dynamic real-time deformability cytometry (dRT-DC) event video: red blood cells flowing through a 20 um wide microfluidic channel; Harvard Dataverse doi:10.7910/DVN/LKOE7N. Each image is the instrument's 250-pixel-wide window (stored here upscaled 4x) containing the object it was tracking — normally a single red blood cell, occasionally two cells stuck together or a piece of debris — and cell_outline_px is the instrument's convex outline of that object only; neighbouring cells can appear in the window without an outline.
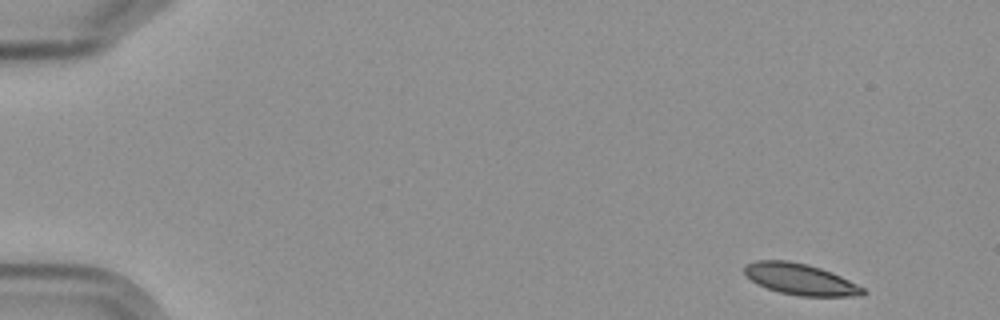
{"species": "Egyptian fruit bat (a non-hibernating species)", "species_latin": "Rousettus aegyptiacus", "temperature_condition": "cold", "stored_images_in_passage": 4, "camera_frame_rate_fps": 3000, "um_per_image_px": 0.085, "frame": {"image": 1, "passage_image": 1, "time_ms": 0.0, "image_size_px": [1000, 320], "cell_outline_px": [[868, 292], [860, 296], [800, 296], [780, 292], [756, 284], [744, 272], [744, 268], [748, 264], [756, 260], [788, 260], [808, 264], [832, 272], [864, 288]], "centroid_in_image_um": [68.04, 23.73], "position_along_channel_um": 17.0, "area_um2": 21.44}}